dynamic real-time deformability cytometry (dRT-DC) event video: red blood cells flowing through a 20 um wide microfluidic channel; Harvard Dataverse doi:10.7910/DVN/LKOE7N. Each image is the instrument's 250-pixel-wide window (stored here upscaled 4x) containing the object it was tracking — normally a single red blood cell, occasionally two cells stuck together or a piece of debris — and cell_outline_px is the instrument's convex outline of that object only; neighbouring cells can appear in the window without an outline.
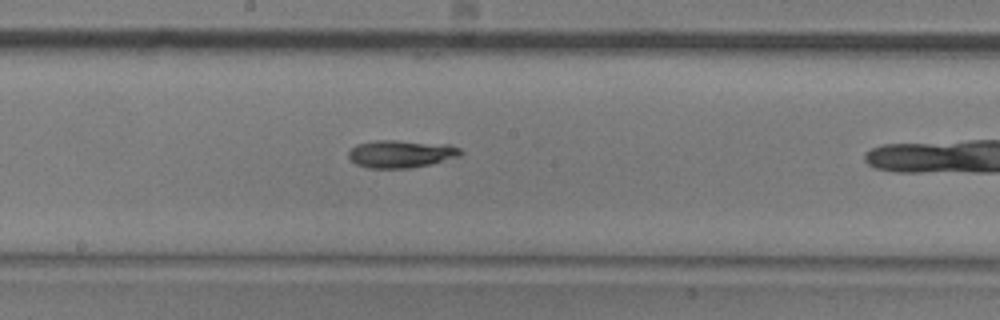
{"species": "common noctule bat (a hibernating species)", "species_latin": "Nyctalus noctula", "temperature_condition": "room temperature", "stored_images_in_passage": 11, "camera_frame_rate_fps": 3000, "um_per_image_px": 0.085, "animal": {"sex": "male", "body_mass_g": 20.5, "forearm_length_mm": 52.5}, "frame": {"image": 1, "passage_image": 10, "time_ms": 3.0, "image_size_px": [1000, 320], "cell_outline_px": [[464, 152], [460, 156], [432, 164], [412, 168], [368, 168], [356, 164], [348, 156], [348, 152], [356, 144], [376, 140], [396, 140], [448, 144], [460, 148]], "centroid_in_image_um": [34.11, 13.08], "position_along_channel_um": 214.1, "area_um2": 18.21}}